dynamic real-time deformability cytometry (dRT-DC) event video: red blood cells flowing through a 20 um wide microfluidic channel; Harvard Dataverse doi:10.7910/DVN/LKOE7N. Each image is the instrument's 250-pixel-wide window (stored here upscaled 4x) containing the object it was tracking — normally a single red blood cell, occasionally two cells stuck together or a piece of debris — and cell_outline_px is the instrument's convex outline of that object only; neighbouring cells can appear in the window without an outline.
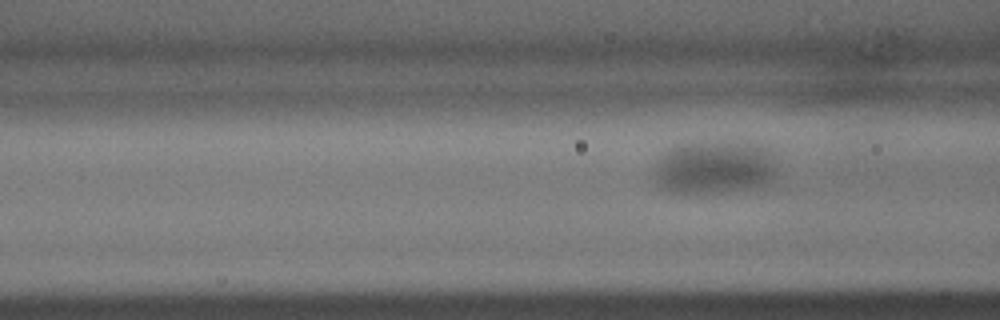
{"species": "common noctule bat (a hibernating species)", "species_latin": "Nyctalus noctula", "temperature_condition": "warm", "stored_images_in_passage": 4, "camera_frame_rate_fps": 3000, "um_per_image_px": 0.085, "animal": {"sex": "male", "body_mass_g": 15.6}, "frame": {"image": 1, "passage_image": 3, "time_ms": 0.667, "image_size_px": [1000, 320], "cell_outline_px": [[776, 168], [772, 172], [756, 184], [708, 188], [672, 188], [660, 176], [660, 168], [668, 156], [684, 148], [724, 148], [744, 152]], "centroid_in_image_um": [60.58, 14.33], "position_along_channel_um": 106.0, "area_um2": 26.3}}